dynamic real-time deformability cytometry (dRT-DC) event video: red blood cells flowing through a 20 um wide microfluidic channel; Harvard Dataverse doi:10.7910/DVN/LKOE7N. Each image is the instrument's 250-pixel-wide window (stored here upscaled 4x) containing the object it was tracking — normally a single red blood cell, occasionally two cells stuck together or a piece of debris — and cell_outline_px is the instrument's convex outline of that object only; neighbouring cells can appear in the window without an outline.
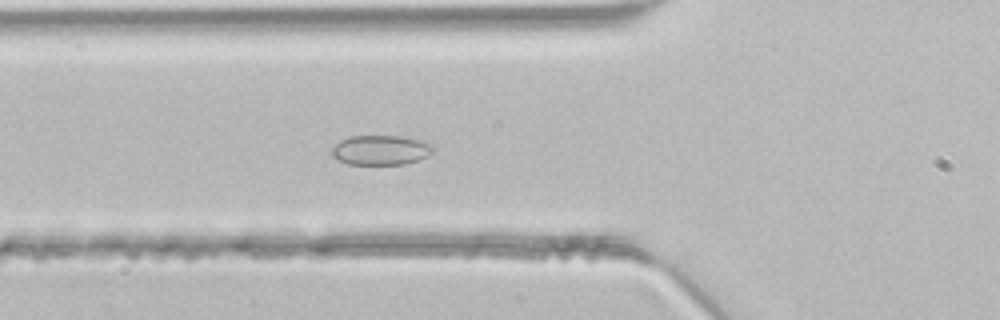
{"species": "common noctule bat (a hibernating species)", "species_latin": "Nyctalus noctula", "temperature_condition": "room temperature", "stored_images_in_passage": 46, "camera_frame_rate_fps": 3000, "um_per_image_px": 0.085, "animal": {"sex": "male", "body_mass_g": 21.5, "forearm_length_mm": 52.0}, "frame": {"image": 1, "passage_image": 16, "time_ms": 5.0, "image_size_px": [1000, 320], "cell_outline_px": [[432, 152], [416, 160], [404, 164], [348, 164], [332, 156], [332, 148], [340, 140], [348, 136], [400, 136], [424, 140], [432, 144]], "centroid_in_image_um": [32.34, 12.74], "position_along_channel_um": 93.5, "area_um2": 17.4}}
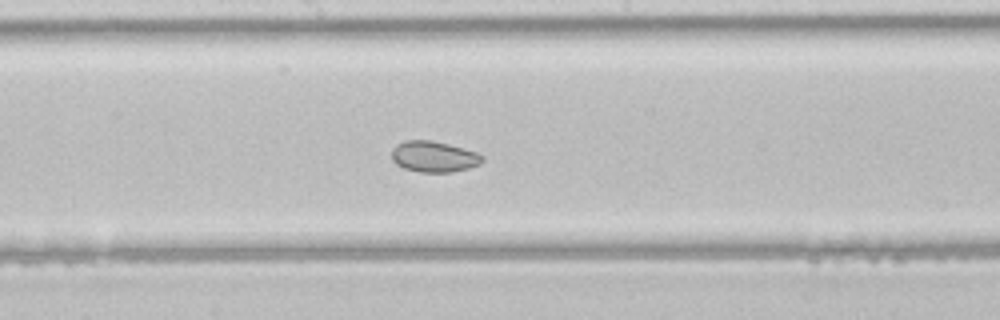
{"frame": {"image": 2, "passage_image": 24, "time_ms": 7.667, "image_size_px": [1000, 320], "cell_outline_px": [[484, 160], [480, 164], [468, 168], [452, 172], [420, 172], [404, 168], [396, 164], [392, 160], [392, 148], [396, 144], [404, 140], [432, 140], [464, 148], [476, 152], [484, 156]], "centroid_in_image_um": [36.87, 13.3], "position_along_channel_um": 211.3, "area_um2": 16.47}}
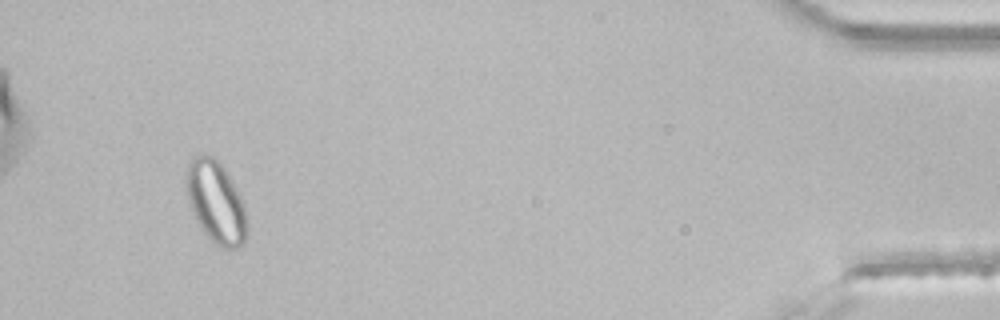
{"frame": {"image": 3, "passage_image": 43, "time_ms": 14.0, "image_size_px": [1000, 320], "cell_outline_px": [[248, 236], [244, 244], [240, 248], [220, 248], [204, 232], [196, 220], [192, 212], [188, 200], [188, 164], [192, 156], [200, 152], [204, 152], [212, 156], [224, 168], [244, 204], [248, 224]], "centroid_in_image_um": [18.39, 17.21], "position_along_channel_um": 416.8, "area_um2": 28.96}}